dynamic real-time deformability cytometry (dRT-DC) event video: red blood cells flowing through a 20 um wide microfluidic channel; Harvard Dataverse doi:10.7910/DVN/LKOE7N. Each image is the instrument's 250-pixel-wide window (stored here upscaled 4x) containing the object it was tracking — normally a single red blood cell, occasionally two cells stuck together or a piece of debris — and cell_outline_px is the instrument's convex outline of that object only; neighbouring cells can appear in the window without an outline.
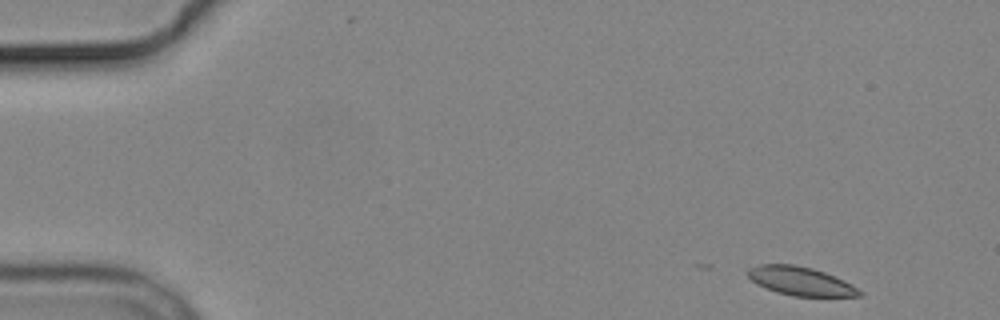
{"species": "common noctule bat (a hibernating species)", "species_latin": "Nyctalus noctula", "temperature_condition": "cold", "stored_images_in_passage": 5, "camera_frame_rate_fps": 3000, "um_per_image_px": 0.085, "animal": {"sex": "male", "body_mass_g": 19.2, "forearm_length_mm": 51.8}, "frame": {"image": 1, "passage_image": 1, "time_ms": 0.0, "image_size_px": [1000, 320], "cell_outline_px": [[864, 296], [792, 296], [776, 292], [756, 284], [744, 272], [748, 268], [760, 264], [792, 264], [812, 268], [824, 272], [844, 280], [864, 292]], "centroid_in_image_um": [68.03, 23.89], "position_along_channel_um": 17.0, "area_um2": 18.73}}
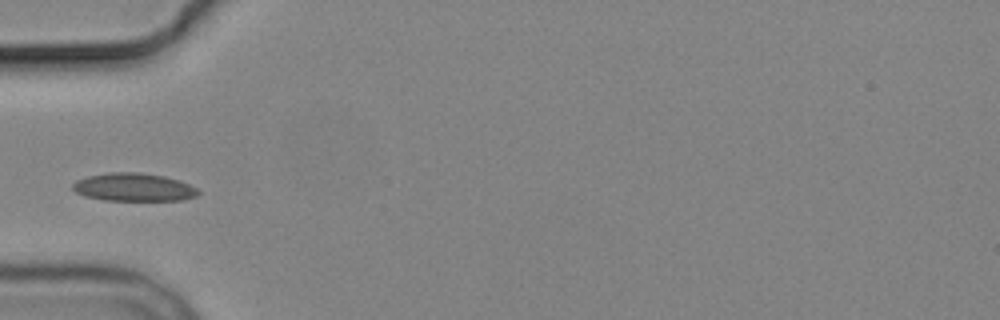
{"frame": {"image": 2, "passage_image": 5, "time_ms": 4.667, "image_size_px": [1000, 320], "cell_outline_px": [[200, 192], [196, 196], [184, 200], [104, 200], [84, 196], [76, 192], [72, 188], [72, 184], [76, 180], [88, 176], [108, 172], [140, 172], [164, 176], [188, 184], [196, 188]], "centroid_in_image_um": [11.33, 15.91], "position_along_channel_um": 73.7, "area_um2": 20.46}}